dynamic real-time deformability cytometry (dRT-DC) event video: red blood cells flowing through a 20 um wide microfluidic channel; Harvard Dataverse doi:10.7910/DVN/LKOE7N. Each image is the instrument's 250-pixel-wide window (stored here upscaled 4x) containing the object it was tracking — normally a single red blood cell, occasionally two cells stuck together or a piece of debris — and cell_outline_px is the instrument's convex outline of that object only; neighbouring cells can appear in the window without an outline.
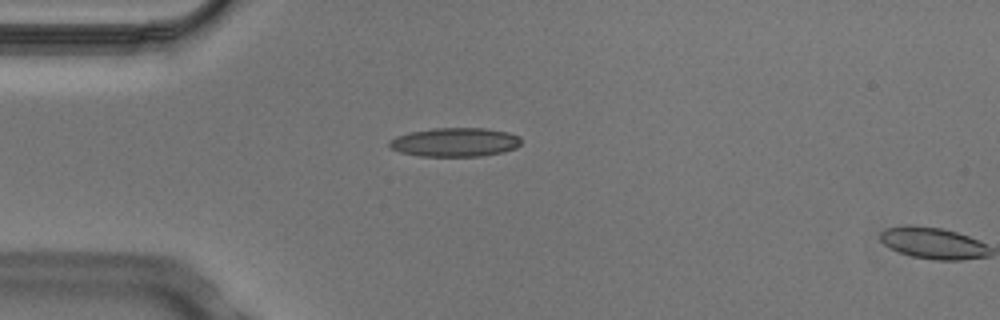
{"species": "Egyptian fruit bat (a non-hibernating species)", "species_latin": "Rousettus aegyptiacus", "temperature_condition": "cold", "stored_images_in_passage": 5, "segment_of_instrument_passage": [1, 2], "camera_frame_rate_fps": 3000, "um_per_image_px": 0.085, "animal": {"sex": "male"}, "frame": {"image": 1, "passage_image": 4, "time_ms": 1.0, "image_size_px": [1000, 320], "cell_outline_px": [[520, 144], [516, 148], [504, 152], [480, 156], [420, 156], [400, 152], [388, 148], [388, 140], [396, 136], [408, 132], [432, 128], [484, 128], [508, 132], [520, 136]], "centroid_in_image_um": [38.63, 12.08], "position_along_channel_um": 46.4, "area_um2": 22.43}}